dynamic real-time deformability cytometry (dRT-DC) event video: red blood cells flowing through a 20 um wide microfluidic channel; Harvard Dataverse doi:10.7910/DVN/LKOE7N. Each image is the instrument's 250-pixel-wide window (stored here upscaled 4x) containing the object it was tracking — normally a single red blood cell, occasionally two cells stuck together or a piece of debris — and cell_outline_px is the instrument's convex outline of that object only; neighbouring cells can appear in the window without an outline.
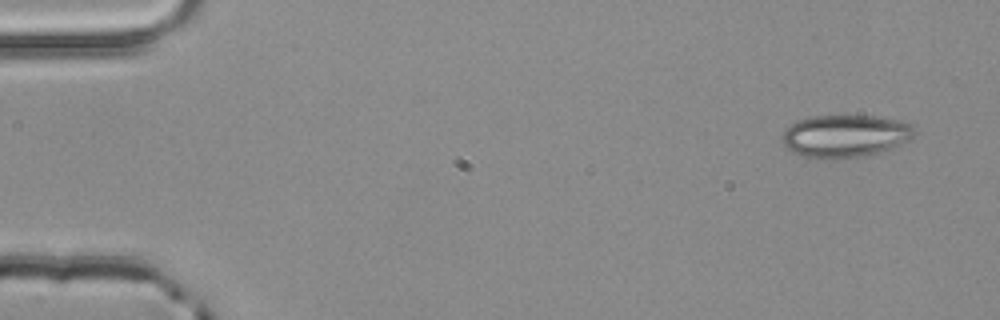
{"species": "common noctule bat (a hibernating species)", "species_latin": "Nyctalus noctula", "temperature_condition": "room temperature", "stored_images_in_passage": 4, "camera_frame_rate_fps": 3000, "um_per_image_px": 0.085, "animal": {"sex": "male", "body_mass_g": 20.4}, "frame": {"image": 1, "passage_image": 1, "time_ms": 0.0, "image_size_px": [1000, 320], "cell_outline_px": [[916, 132], [908, 140], [896, 148], [864, 156], [836, 160], [832, 160], [804, 156], [792, 152], [780, 140], [780, 136], [796, 120], [812, 116], [872, 116], [900, 120], [912, 124]], "centroid_in_image_um": [71.85, 11.58], "position_along_channel_um": 13.1, "area_um2": 33.18}}